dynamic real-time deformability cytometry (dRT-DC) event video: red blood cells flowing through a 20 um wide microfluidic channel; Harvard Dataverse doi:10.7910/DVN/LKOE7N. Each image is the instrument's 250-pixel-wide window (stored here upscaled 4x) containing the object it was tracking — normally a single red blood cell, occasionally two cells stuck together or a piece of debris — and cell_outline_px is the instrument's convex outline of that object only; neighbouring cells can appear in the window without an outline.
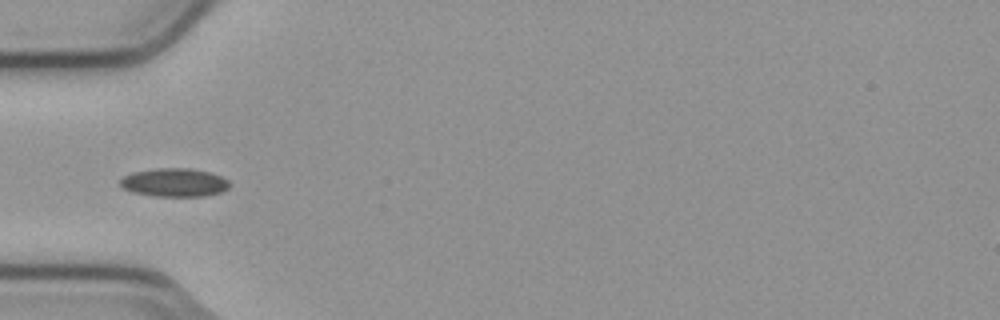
{"species": "common noctule bat (a hibernating species)", "species_latin": "Nyctalus noctula", "temperature_condition": "cold", "stored_images_in_passage": 5, "camera_frame_rate_fps": 3000, "um_per_image_px": 0.085, "animal": {"sex": "male", "body_mass_g": 23.1, "forearm_length_mm": 52.7}, "frame": {"image": 1, "passage_image": 5, "time_ms": 1.333, "image_size_px": [1000, 320], "cell_outline_px": [[228, 188], [220, 192], [204, 196], [152, 196], [132, 192], [120, 188], [120, 180], [124, 176], [132, 172], [156, 168], [192, 168], [208, 172], [220, 176], [228, 180]], "centroid_in_image_um": [14.77, 15.51], "position_along_channel_um": 70.2, "area_um2": 18.15}}